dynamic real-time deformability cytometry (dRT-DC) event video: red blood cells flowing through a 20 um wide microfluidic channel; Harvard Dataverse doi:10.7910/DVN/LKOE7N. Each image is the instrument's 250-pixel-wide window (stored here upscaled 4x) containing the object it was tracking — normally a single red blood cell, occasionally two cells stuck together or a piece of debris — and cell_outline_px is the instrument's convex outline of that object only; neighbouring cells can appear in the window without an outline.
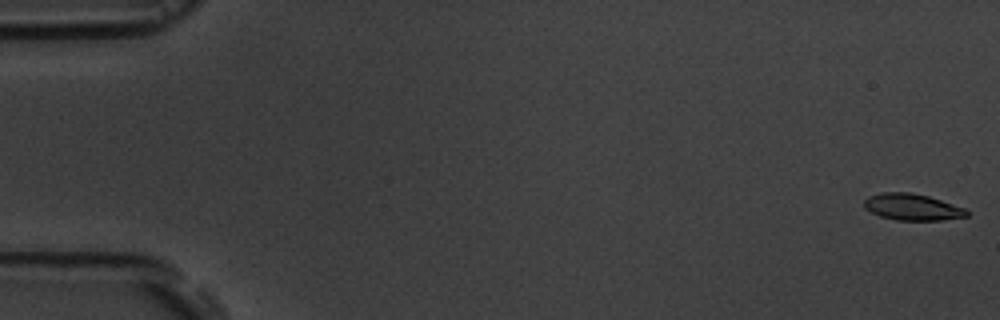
{"species": "common noctule bat (a hibernating species)", "species_latin": "Nyctalus noctula", "temperature_condition": "room temperature", "stored_images_in_passage": 7, "camera_frame_rate_fps": 3000, "um_per_image_px": 0.085, "animal": {"sex": "male", "body_mass_g": 19.5, "forearm_length_mm": 54.6}, "frame": {"image": 1, "passage_image": 1, "time_ms": 0.0, "image_size_px": [1000, 320], "cell_outline_px": [[968, 216], [940, 220], [896, 220], [880, 216], [864, 208], [864, 200], [868, 196], [880, 192], [912, 192], [928, 196], [964, 208], [968, 212]], "centroid_in_image_um": [77.5, 17.59], "position_along_channel_um": 7.5, "area_um2": 15.78}}
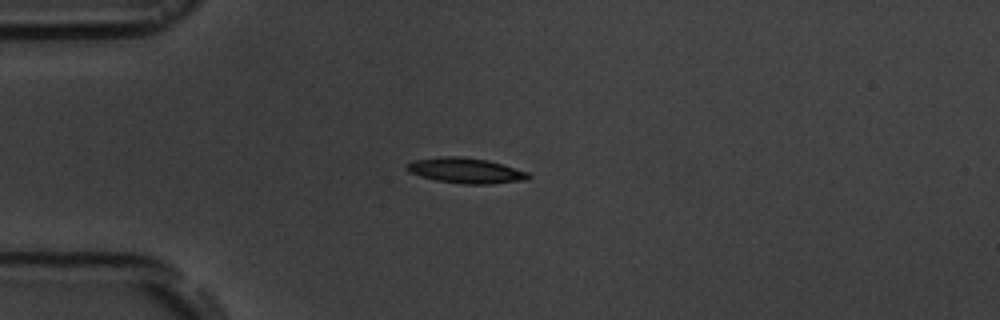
{"frame": {"image": 2, "passage_image": 5, "time_ms": 4.667, "image_size_px": [1000, 320], "cell_outline_px": [[532, 176], [528, 180], [492, 184], [464, 184], [436, 180], [420, 176], [408, 172], [404, 168], [408, 164], [416, 160], [440, 156], [460, 156], [488, 160], [528, 172]], "centroid_in_image_um": [39.61, 14.5], "position_along_channel_um": 45.4, "area_um2": 18.03}}
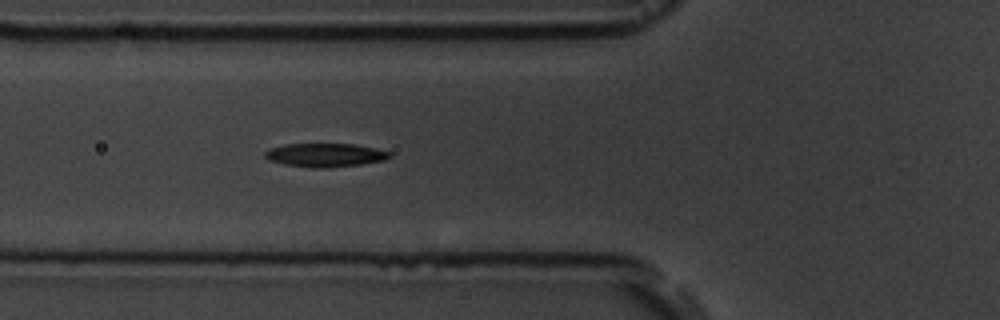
{"frame": {"image": 3, "passage_image": 7, "time_ms": 6.667, "image_size_px": [1000, 320], "cell_outline_px": [[392, 156], [384, 160], [360, 164], [324, 168], [312, 168], [284, 164], [268, 160], [264, 156], [264, 152], [272, 148], [288, 144], [356, 144], [392, 152]], "centroid_in_image_um": [27.65, 13.18], "position_along_channel_um": 98.1, "area_um2": 17.05}}